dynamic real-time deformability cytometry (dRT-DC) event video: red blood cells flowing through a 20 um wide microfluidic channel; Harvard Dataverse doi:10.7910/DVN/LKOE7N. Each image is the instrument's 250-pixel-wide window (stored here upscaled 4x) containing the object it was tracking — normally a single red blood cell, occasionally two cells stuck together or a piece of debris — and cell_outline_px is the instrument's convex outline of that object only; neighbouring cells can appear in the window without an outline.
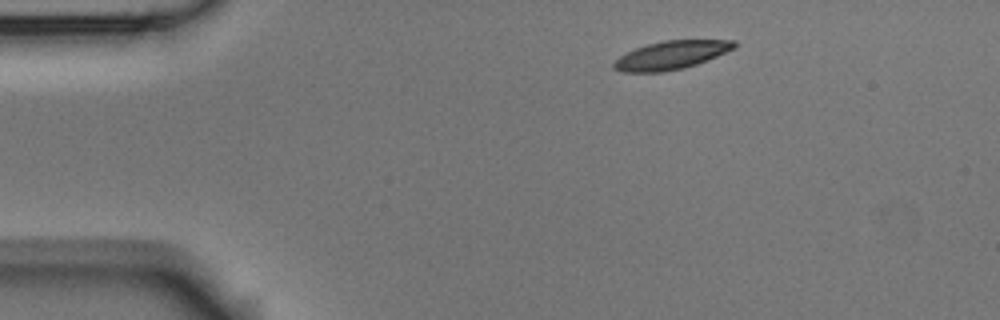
{"species": "Egyptian fruit bat (a non-hibernating species)", "species_latin": "Rousettus aegyptiacus", "temperature_condition": "room temperature", "stored_images_in_passage": 48, "camera_frame_rate_fps": 3000, "um_per_image_px": 0.085, "animal": {"sex": "male"}, "frame": {"image": 1, "passage_image": 1, "time_ms": 0.0, "image_size_px": [1000, 320], "cell_outline_px": [[736, 48], [708, 60], [684, 68], [660, 72], [624, 72], [612, 68], [612, 64], [620, 56], [636, 48], [648, 44], [664, 40], [736, 40]], "centroid_in_image_um": [57.07, 4.68], "position_along_channel_um": 27.9, "area_um2": 19.83}}
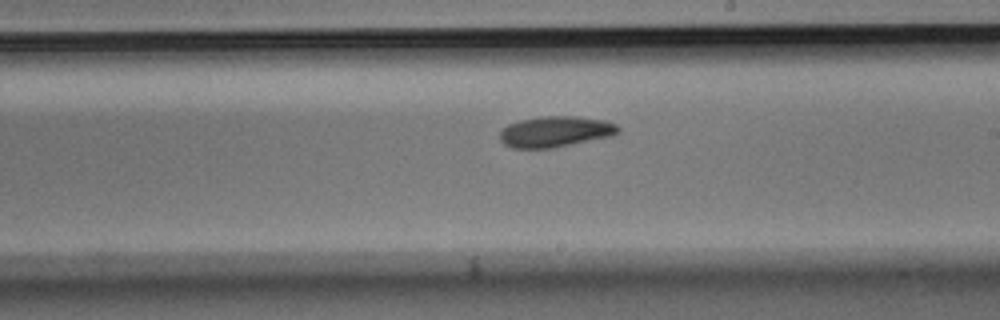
{"frame": {"image": 2, "passage_image": 24, "time_ms": 7.667, "image_size_px": [1000, 320], "cell_outline_px": [[620, 132], [612, 136], [552, 148], [512, 148], [504, 144], [500, 140], [500, 132], [508, 124], [520, 120], [544, 116], [572, 116], [604, 120], [616, 124], [620, 128]], "centroid_in_image_um": [47.21, 11.19], "position_along_channel_um": 241.8, "area_um2": 21.21}}
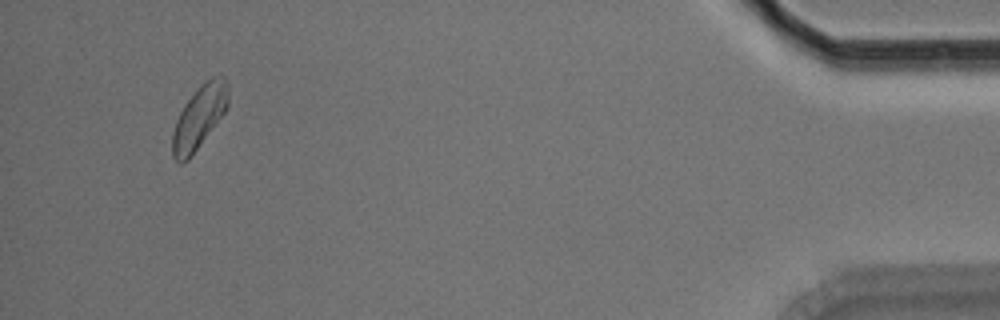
{"frame": {"image": 3, "passage_image": 45, "time_ms": 14.667, "image_size_px": [1000, 320], "cell_outline_px": [[228, 104], [224, 112], [188, 160], [180, 164], [172, 156], [172, 132], [176, 120], [184, 104], [196, 88], [200, 84], [212, 76], [224, 76], [228, 80]], "centroid_in_image_um": [16.92, 9.92], "position_along_channel_um": 418.3, "area_um2": 20.4}, "authors_computed_cell_mechanics": {"area_um2": 20.6346, "velocity_mm_per_s": 3.5556, "shape_relaxation_time_tau1_ms": 3.6024, "shape_relaxation_time_tau2_ms": null, "deformation_change_tau1": 0.1195, "deformation_change_tau2": null}}